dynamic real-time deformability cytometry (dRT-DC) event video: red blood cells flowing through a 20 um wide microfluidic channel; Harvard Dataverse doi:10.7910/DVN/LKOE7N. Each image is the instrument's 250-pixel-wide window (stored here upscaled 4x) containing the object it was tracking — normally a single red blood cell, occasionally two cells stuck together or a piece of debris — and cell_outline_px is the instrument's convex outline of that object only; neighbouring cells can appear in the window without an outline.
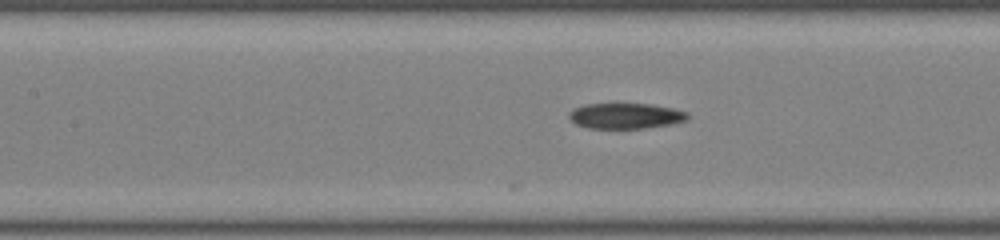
{"species": "common noctule bat (a hibernating species)", "species_latin": "Nyctalus noctula", "temperature_condition": "room temperature", "stored_images_in_passage": 22, "camera_frame_rate_fps": 3000, "um_per_image_px": 0.085, "animal": {"sex": "male", "body_mass_g": 19.0, "forearm_length_mm": 50.8}, "frame": {"image": 1, "passage_image": 9, "time_ms": 2.667, "image_size_px": [1000, 240], "cell_outline_px": [[688, 120], [668, 124], [644, 128], [588, 128], [576, 124], [568, 116], [568, 112], [584, 104], [652, 104], [672, 108], [688, 112]], "centroid_in_image_um": [53.17, 9.84], "position_along_channel_um": 154.2, "area_um2": 17.51}}
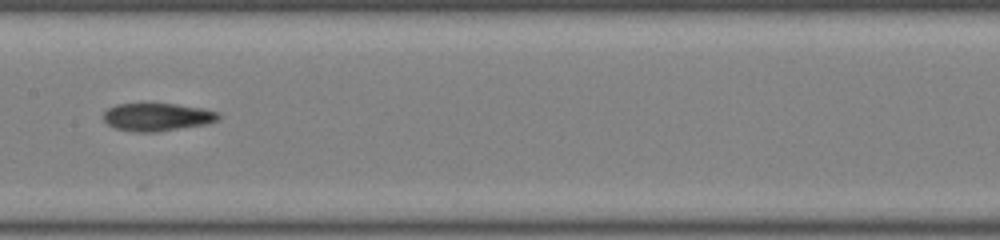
{"frame": {"image": 2, "passage_image": 12, "time_ms": 3.667, "image_size_px": [1000, 240], "cell_outline_px": [[220, 120], [208, 124], [156, 132], [140, 132], [116, 128], [108, 124], [104, 120], [104, 112], [108, 108], [116, 104], [176, 104], [200, 108], [220, 112]], "centroid_in_image_um": [13.41, 9.95], "position_along_channel_um": 194.0, "area_um2": 18.61}}